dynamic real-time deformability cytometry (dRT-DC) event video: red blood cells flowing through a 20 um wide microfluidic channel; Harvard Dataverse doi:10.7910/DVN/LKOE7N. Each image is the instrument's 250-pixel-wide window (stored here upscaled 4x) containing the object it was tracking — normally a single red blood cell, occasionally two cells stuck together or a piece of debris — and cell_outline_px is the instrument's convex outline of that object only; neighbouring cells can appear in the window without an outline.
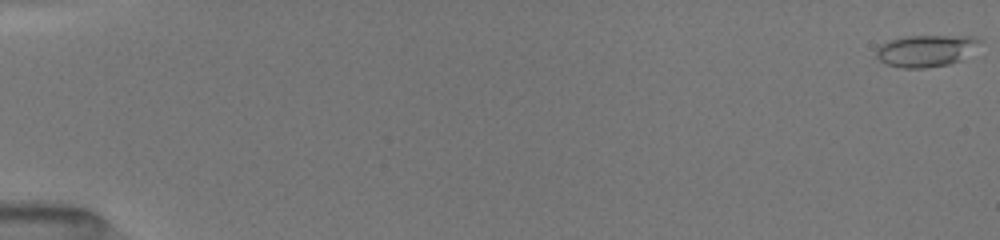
{"species": "common noctule bat (a hibernating species)", "species_latin": "Nyctalus noctula", "temperature_condition": "room temperature", "stored_images_in_passage": 48, "camera_frame_rate_fps": 3000, "um_per_image_px": 0.085, "animal": {"sex": "female", "body_mass_g": 19.5, "forearm_length_mm": 54.1}, "frame": {"image": 1, "passage_image": 1, "time_ms": 0.0, "image_size_px": [1000, 240], "cell_outline_px": [[984, 40], [960, 60], [948, 64], [924, 68], [900, 68], [888, 64], [880, 60], [876, 56], [876, 48], [880, 44], [888, 40], [904, 36], [976, 36]], "centroid_in_image_um": [78.68, 4.3], "position_along_channel_um": 6.3, "area_um2": 19.19}}
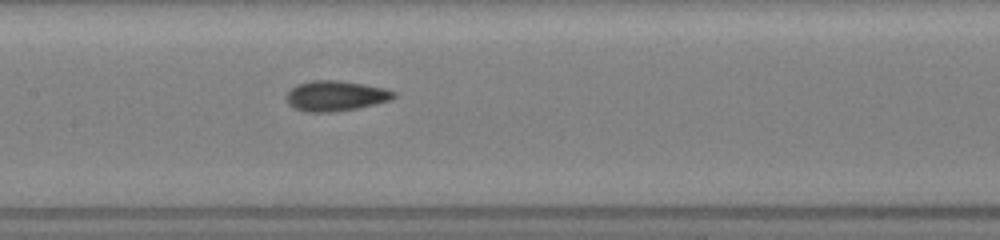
{"frame": {"image": 2, "passage_image": 21, "time_ms": 8.667, "image_size_px": [1000, 240], "cell_outline_px": [[396, 96], [392, 100], [356, 108], [332, 112], [304, 112], [288, 104], [284, 96], [296, 84], [312, 80], [336, 80], [364, 84], [384, 88], [396, 92]], "centroid_in_image_um": [28.51, 8.14], "position_along_channel_um": 178.9, "area_um2": 19.02}}
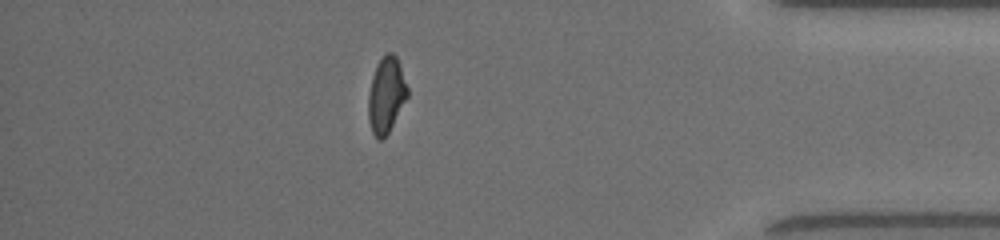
{"frame": {"image": 3, "passage_image": 41, "time_ms": 15.0, "image_size_px": [1000, 240], "cell_outline_px": [[408, 96], [388, 132], [380, 140], [376, 140], [372, 132], [368, 120], [368, 96], [372, 76], [376, 64], [384, 52], [392, 52], [396, 56], [400, 64], [408, 88]], "centroid_in_image_um": [32.81, 8.04], "position_along_channel_um": 402.4, "area_um2": 17.4}, "authors_computed_cell_mechanics": {"area_um2": 17.8313, "velocity_mm_per_s": 4.0431, "shape_relaxation_time_tau1_ms": 4.8197, "shape_relaxation_time_tau2_ms": 1.7108, "deformation_change_tau1": 0.1554, "deformation_change_tau2": 0.0888}}